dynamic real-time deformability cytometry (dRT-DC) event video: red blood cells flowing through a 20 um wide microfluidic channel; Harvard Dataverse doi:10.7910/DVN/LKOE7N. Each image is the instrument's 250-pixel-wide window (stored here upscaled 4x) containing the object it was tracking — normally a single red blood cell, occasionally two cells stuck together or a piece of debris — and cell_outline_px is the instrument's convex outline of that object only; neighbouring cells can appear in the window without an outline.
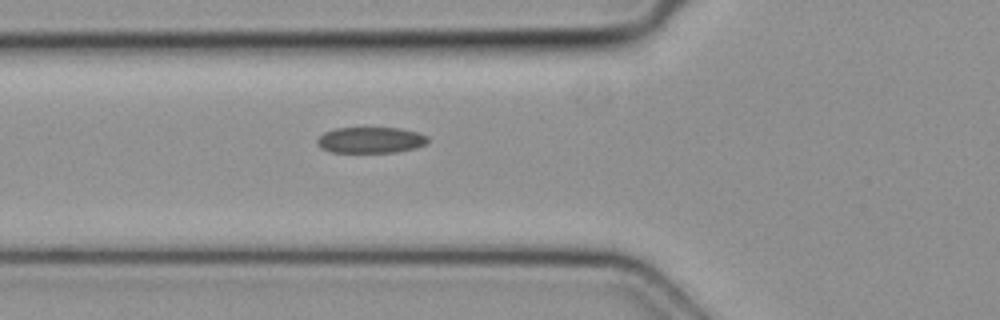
{"species": "common noctule bat (a hibernating species)", "species_latin": "Nyctalus noctula", "temperature_condition": "cold", "stored_images_in_passage": 5, "camera_frame_rate_fps": 3000, "um_per_image_px": 0.085, "animal": {"sex": "female", "body_mass_g": 19.3, "forearm_length_mm": 54.1}, "frame": {"image": 1, "passage_image": 5, "time_ms": 1.333, "image_size_px": [1000, 320], "cell_outline_px": [[428, 144], [416, 148], [396, 152], [332, 152], [320, 148], [316, 140], [324, 132], [336, 128], [400, 128], [416, 132], [428, 136]], "centroid_in_image_um": [31.52, 11.91], "position_along_channel_um": 94.3, "area_um2": 16.82}}